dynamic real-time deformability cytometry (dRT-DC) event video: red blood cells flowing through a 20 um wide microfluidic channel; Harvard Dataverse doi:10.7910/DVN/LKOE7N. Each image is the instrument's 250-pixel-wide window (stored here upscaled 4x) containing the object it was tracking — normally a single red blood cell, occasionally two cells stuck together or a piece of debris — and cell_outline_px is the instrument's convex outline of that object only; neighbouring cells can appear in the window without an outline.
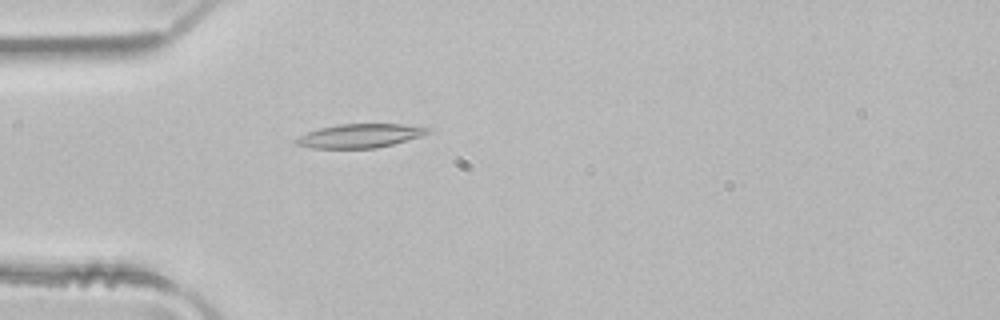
{"species": "common noctule bat (a hibernating species)", "species_latin": "Nyctalus noctula", "temperature_condition": "room temperature", "stored_images_in_passage": 4, "camera_frame_rate_fps": 3000, "um_per_image_px": 0.085, "animal": {"sex": "male", "body_mass_g": 21.5, "forearm_length_mm": 52.0}, "frame": {"image": 1, "passage_image": 4, "time_ms": 1.0, "image_size_px": [1000, 320], "cell_outline_px": [[436, 128], [432, 132], [420, 136], [392, 144], [376, 148], [312, 148], [296, 144], [292, 140], [308, 132], [320, 128], [340, 124], [404, 124]], "centroid_in_image_um": [30.65, 11.53], "position_along_channel_um": 54.4, "area_um2": 18.32}}